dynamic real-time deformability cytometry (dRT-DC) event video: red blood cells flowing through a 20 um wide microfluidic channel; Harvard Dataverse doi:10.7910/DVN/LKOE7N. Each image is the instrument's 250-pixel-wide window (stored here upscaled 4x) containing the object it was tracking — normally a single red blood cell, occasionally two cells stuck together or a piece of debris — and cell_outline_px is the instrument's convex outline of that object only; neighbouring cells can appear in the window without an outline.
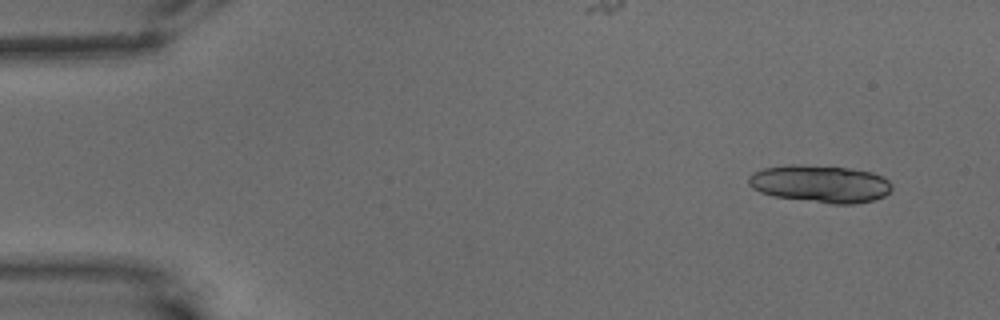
{"species": "common noctule bat (a hibernating species)", "species_latin": "Nyctalus noctula", "temperature_condition": "warm", "stored_images_in_passage": 22, "camera_frame_rate_fps": 3000, "um_per_image_px": 0.085, "animal": {"sex": "male", "body_mass_g": 15.6}, "frame": {"image": 1, "passage_image": 1, "time_ms": 0.0, "image_size_px": [1000, 320], "cell_outline_px": [[892, 188], [884, 196], [872, 200], [856, 204], [832, 204], [772, 196], [760, 192], [752, 188], [748, 184], [748, 176], [752, 172], [764, 168], [788, 164], [796, 164], [852, 168], [872, 172], [884, 176], [892, 184]], "centroid_in_image_um": [69.71, 15.62], "position_along_channel_um": 15.3, "area_um2": 31.62}}